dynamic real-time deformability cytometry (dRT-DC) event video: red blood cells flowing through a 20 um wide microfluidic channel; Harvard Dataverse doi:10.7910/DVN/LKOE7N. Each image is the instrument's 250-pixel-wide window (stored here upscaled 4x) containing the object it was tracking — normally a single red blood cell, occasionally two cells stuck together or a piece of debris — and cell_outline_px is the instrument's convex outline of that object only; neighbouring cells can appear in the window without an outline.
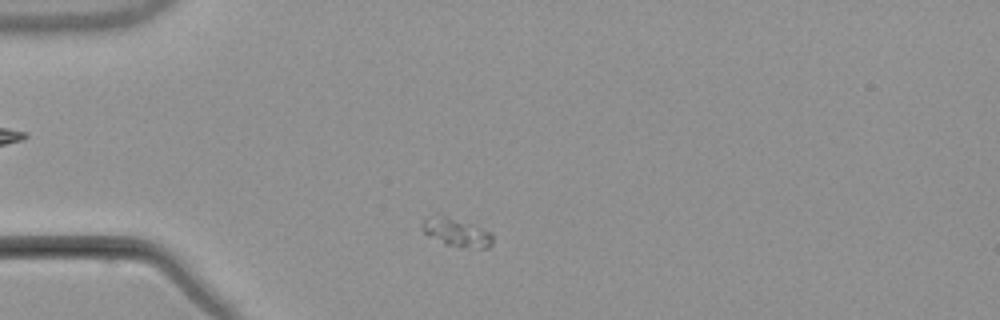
{"species": "common noctule bat (a hibernating species)", "species_latin": "Nyctalus noctula", "temperature_condition": "warm", "stored_images_in_passage": 6, "camera_frame_rate_fps": 3000, "um_per_image_px": 0.085, "animal": {"sex": "male", "body_mass_g": 21.5, "forearm_length_mm": 52.0}, "frame": {"image": 1, "passage_image": 1, "time_ms": 0.0, "image_size_px": [1000, 320], "cell_outline_px": [[492, 244], [488, 248], [460, 248], [444, 244], [428, 236], [424, 232], [420, 224], [424, 220], [436, 212], [440, 212], [472, 224], [492, 232]], "centroid_in_image_um": [38.77, 19.72], "position_along_channel_um": 46.2, "area_um2": 12.2}}
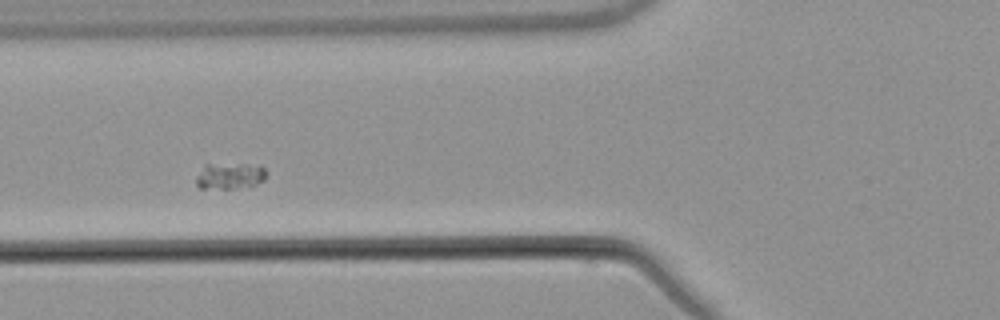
{"frame": {"image": 2, "passage_image": 3, "time_ms": 2.333, "image_size_px": [1000, 320], "cell_outline_px": [[264, 180], [256, 184], [232, 188], [200, 188], [196, 184], [196, 176], [204, 164], [244, 164], [264, 168]], "centroid_in_image_um": [19.45, 14.95], "position_along_channel_um": 106.3, "area_um2": 10.4}}
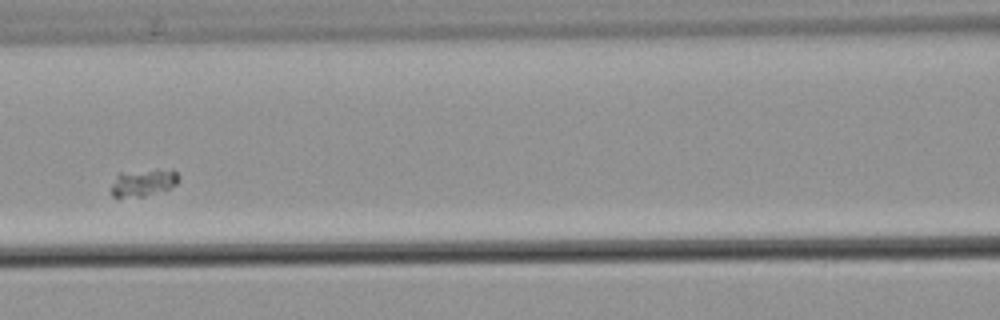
{"frame": {"image": 3, "passage_image": 4, "time_ms": 3.667, "image_size_px": [1000, 320], "cell_outline_px": [[180, 180], [176, 184], [164, 192], [144, 196], [112, 196], [112, 184], [116, 176], [120, 172], [172, 168], [180, 176]], "centroid_in_image_um": [12.27, 15.5], "position_along_channel_um": 154.3, "area_um2": 10.87}}